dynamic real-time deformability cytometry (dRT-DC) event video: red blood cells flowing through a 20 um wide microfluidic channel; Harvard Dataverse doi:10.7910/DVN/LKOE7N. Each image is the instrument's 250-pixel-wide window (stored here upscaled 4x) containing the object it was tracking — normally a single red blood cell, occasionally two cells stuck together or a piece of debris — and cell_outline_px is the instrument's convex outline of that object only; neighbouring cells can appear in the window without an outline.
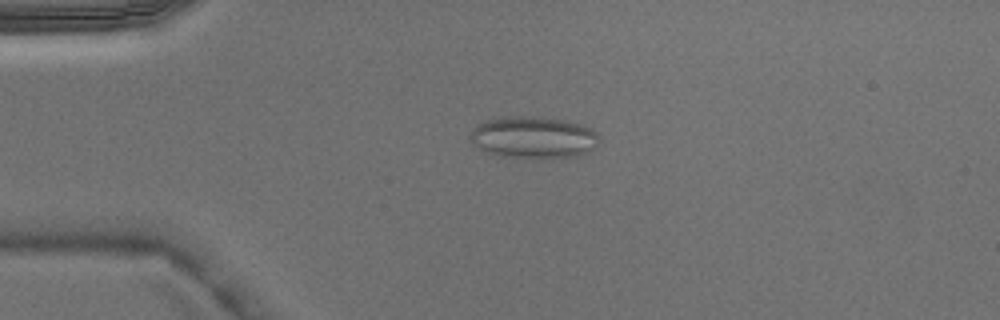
{"species": "Egyptian fruit bat (a non-hibernating species)", "species_latin": "Rousettus aegyptiacus", "temperature_condition": "warm", "stored_images_in_passage": 4, "camera_frame_rate_fps": 3000, "um_per_image_px": 0.085, "animal": {"sex": "male"}, "frame": {"image": 1, "passage_image": 2, "time_ms": 0.333, "image_size_px": [1000, 320], "cell_outline_px": [[600, 140], [592, 148], [576, 156], [500, 156], [488, 152], [472, 144], [468, 136], [476, 124], [492, 116], [532, 116], [564, 120], [580, 124], [596, 132], [600, 136]], "centroid_in_image_um": [45.25, 11.62], "position_along_channel_um": 39.7, "area_um2": 31.1}}